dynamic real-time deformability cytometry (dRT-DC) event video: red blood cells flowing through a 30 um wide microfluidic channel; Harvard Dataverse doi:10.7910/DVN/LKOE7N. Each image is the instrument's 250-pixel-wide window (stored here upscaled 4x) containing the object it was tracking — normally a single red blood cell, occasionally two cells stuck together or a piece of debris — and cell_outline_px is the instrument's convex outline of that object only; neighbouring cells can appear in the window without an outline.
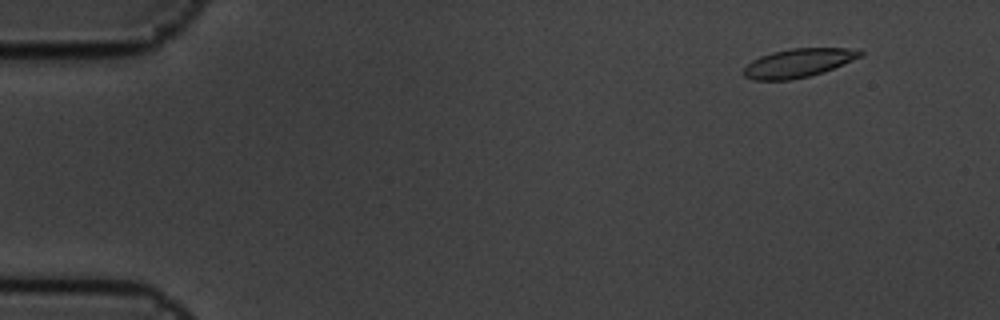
{"species": "common noctule bat (a hibernating species)", "species_latin": "Nyctalus noctula", "temperature_condition": "cold", "stored_images_in_passage": 8, "camera_frame_rate_fps": 3000, "um_per_image_px": 0.085, "animal": {"sex": "male", "body_mass_g": 19.5, "forearm_length_mm": 54.6}, "frame": {"image": 1, "passage_image": 2, "time_ms": 0.333, "image_size_px": [1000, 320], "cell_outline_px": [[864, 56], [824, 72], [808, 76], [788, 80], [752, 80], [744, 76], [744, 68], [752, 60], [760, 56], [772, 52], [792, 48], [860, 48], [864, 52]], "centroid_in_image_um": [67.92, 5.34], "position_along_channel_um": 17.1, "area_um2": 19.65}}
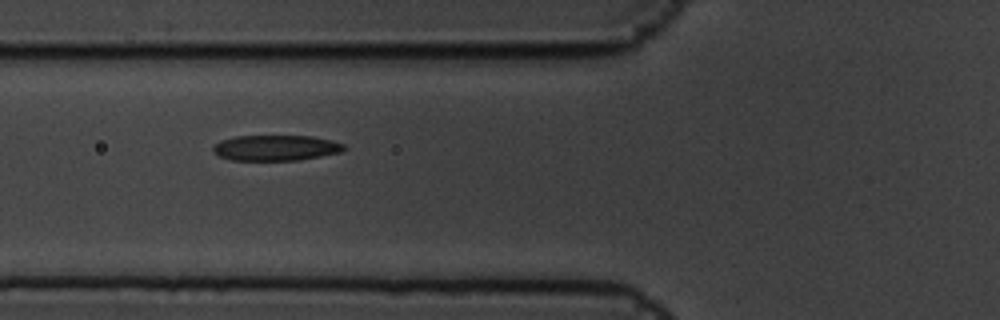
{"frame": {"image": 2, "passage_image": 7, "time_ms": 2.0, "image_size_px": [1000, 320], "cell_outline_px": [[344, 148], [340, 152], [300, 160], [232, 160], [220, 156], [212, 152], [212, 148], [220, 140], [236, 136], [312, 136], [332, 140], [344, 144]], "centroid_in_image_um": [23.42, 12.56], "position_along_channel_um": 102.4, "area_um2": 19.42}}
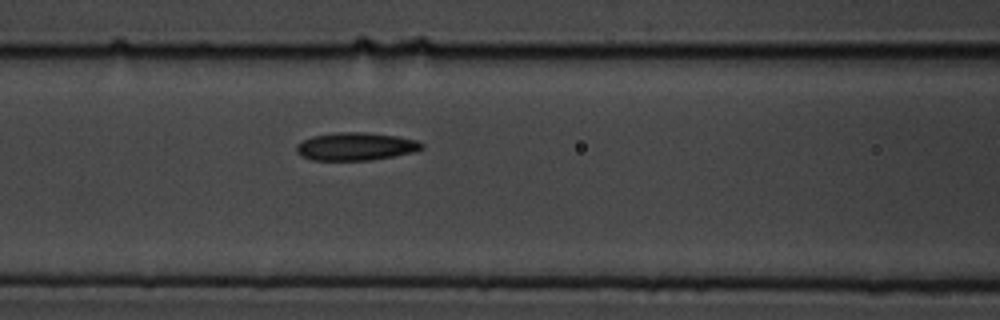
{"frame": {"image": 3, "passage_image": 8, "time_ms": 2.333, "image_size_px": [1000, 320], "cell_outline_px": [[424, 148], [416, 152], [372, 160], [312, 160], [300, 156], [296, 152], [296, 144], [312, 136], [336, 132], [364, 132], [396, 136], [416, 140], [424, 144]], "centroid_in_image_um": [30.24, 12.45], "position_along_channel_um": 136.4, "area_um2": 20.52}}